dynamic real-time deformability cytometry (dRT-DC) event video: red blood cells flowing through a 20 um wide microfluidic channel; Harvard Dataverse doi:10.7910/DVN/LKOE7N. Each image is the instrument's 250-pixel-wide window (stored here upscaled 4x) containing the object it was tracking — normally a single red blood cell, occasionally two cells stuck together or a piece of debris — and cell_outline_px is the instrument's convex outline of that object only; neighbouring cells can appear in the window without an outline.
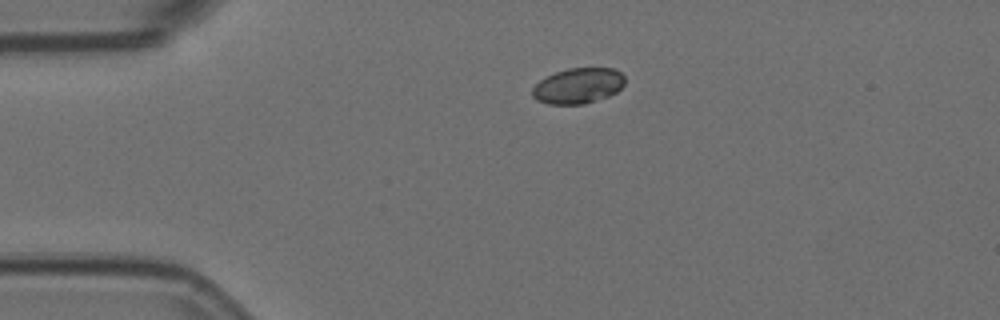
{"species": "Egyptian fruit bat (a non-hibernating species)", "species_latin": "Rousettus aegyptiacus", "temperature_condition": "room temperature", "stored_images_in_passage": 2, "camera_frame_rate_fps": 3000, "um_per_image_px": 0.085, "animal": {"sex": "female"}, "frame": {"image": 1, "passage_image": 1, "time_ms": 0.0, "image_size_px": [1000, 320], "cell_outline_px": [[624, 84], [616, 92], [608, 96], [584, 104], [548, 104], [536, 100], [532, 96], [532, 88], [540, 80], [556, 72], [568, 68], [612, 68], [620, 72], [624, 76]], "centroid_in_image_um": [49.13, 7.29], "position_along_channel_um": 35.9, "area_um2": 19.07}}